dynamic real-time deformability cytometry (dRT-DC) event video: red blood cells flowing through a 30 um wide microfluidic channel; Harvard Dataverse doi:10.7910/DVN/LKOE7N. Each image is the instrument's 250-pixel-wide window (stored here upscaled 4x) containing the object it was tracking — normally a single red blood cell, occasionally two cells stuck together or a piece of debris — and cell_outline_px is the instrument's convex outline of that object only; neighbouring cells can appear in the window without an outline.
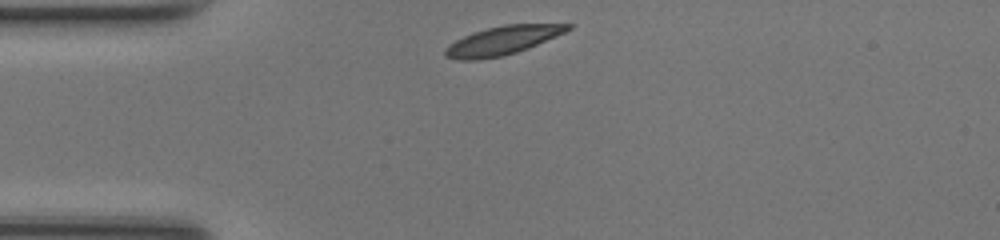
{"species": "common noctule bat (a hibernating species)", "species_latin": "Nyctalus noctula", "temperature_condition": "room temperature", "stored_images_in_passage": 30, "camera_frame_rate_fps": 3000, "um_per_image_px": 0.085, "animal": {"sex": "female", "body_mass_g": 17.0, "forearm_length_mm": 48.0}, "frame": {"image": 1, "passage_image": 1, "time_ms": 0.0, "image_size_px": [1000, 240], "cell_outline_px": [[572, 28], [556, 36], [528, 48], [504, 56], [476, 60], [460, 60], [444, 56], [444, 48], [448, 44], [472, 32], [504, 24], [572, 24]], "centroid_in_image_um": [42.67, 3.45], "position_along_channel_um": 42.3, "area_um2": 20.4}}
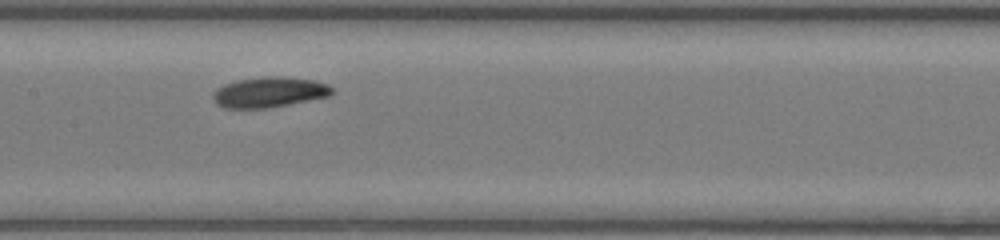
{"frame": {"image": 2, "passage_image": 13, "time_ms": 4.0, "image_size_px": [1000, 240], "cell_outline_px": [[336, 92], [332, 96], [268, 108], [224, 108], [216, 104], [212, 96], [224, 84], [236, 80], [264, 76], [284, 76], [312, 80], [328, 84]], "centroid_in_image_um": [22.94, 7.83], "position_along_channel_um": 184.5, "area_um2": 21.21}}
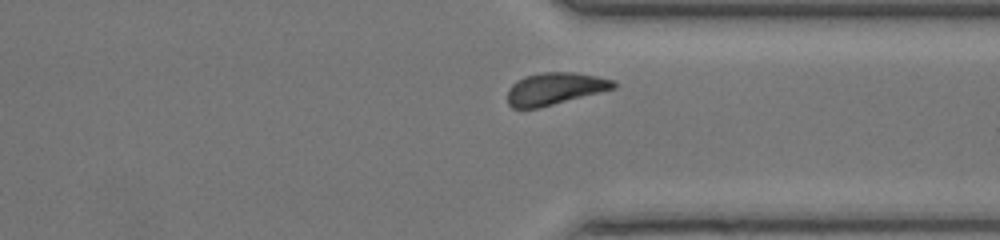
{"frame": {"image": 3, "passage_image": 26, "time_ms": 8.333, "image_size_px": [1000, 240], "cell_outline_px": [[616, 88], [536, 108], [512, 108], [508, 104], [508, 88], [516, 80], [524, 76], [544, 72], [576, 72], [616, 80]], "centroid_in_image_um": [47.15, 7.52], "position_along_channel_um": 364.2, "area_um2": 19.77}, "authors_computed_cell_mechanics": {"area_um2": 20.519, "velocity_mm_per_s": 4.159, "shape_relaxation_time_tau1_ms": 2.1418, "shape_relaxation_time_tau2_ms": null, "deformation_change_tau1": 0.075, "deformation_change_tau2": null}}